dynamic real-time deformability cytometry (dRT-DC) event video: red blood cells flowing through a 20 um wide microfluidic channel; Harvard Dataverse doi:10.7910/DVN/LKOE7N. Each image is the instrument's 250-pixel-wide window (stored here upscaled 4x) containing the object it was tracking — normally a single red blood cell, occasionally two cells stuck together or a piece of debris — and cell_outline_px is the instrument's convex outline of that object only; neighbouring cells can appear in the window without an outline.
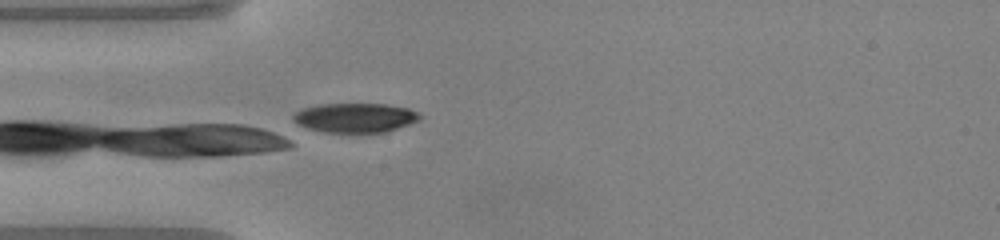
{"species": "common noctule bat (a hibernating species)", "species_latin": "Nyctalus noctula", "temperature_condition": "warm", "stored_images_in_passage": 28, "camera_frame_rate_fps": 3000, "um_per_image_px": 0.085, "animal": {"sex": "male", "body_mass_g": 20.0, "forearm_length_mm": 53.3}, "frame": {"image": 1, "passage_image": 1, "time_ms": 0.0, "image_size_px": [1000, 240], "cell_outline_px": [[424, 116], [420, 120], [388, 132], [324, 132], [308, 128], [296, 124], [292, 120], [292, 116], [300, 108], [316, 104], [388, 104], [408, 108], [420, 112]], "centroid_in_image_um": [30.21, 10.0], "position_along_channel_um": 54.8, "area_um2": 22.08}}
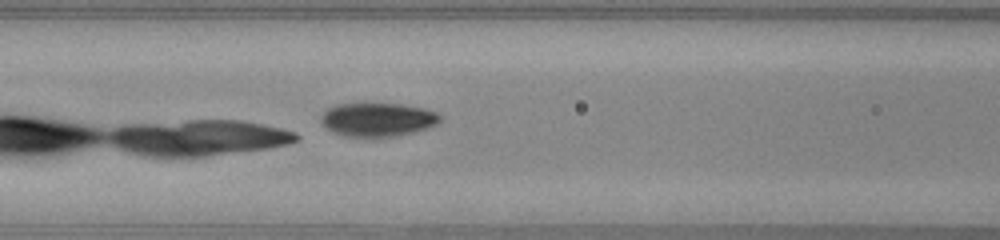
{"frame": {"image": 2, "passage_image": 7, "time_ms": 2.0, "image_size_px": [1000, 240], "cell_outline_px": [[440, 120], [436, 124], [412, 132], [396, 136], [344, 136], [332, 132], [320, 120], [320, 116], [328, 108], [336, 104], [400, 104], [424, 108], [436, 112], [440, 116]], "centroid_in_image_um": [32.07, 10.15], "position_along_channel_um": 134.5, "area_um2": 22.95}}
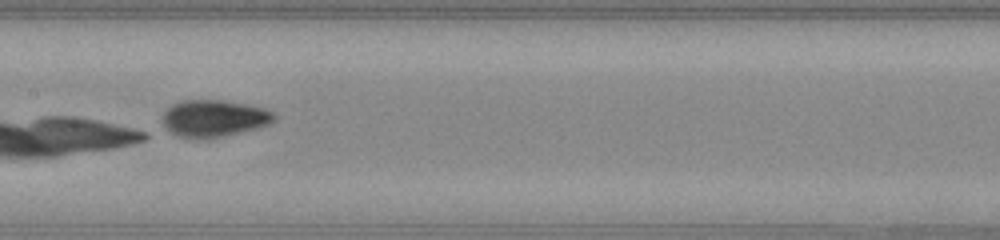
{"frame": {"image": 3, "passage_image": 11, "time_ms": 3.333, "image_size_px": [1000, 240], "cell_outline_px": [[276, 120], [268, 124], [252, 128], [216, 136], [176, 136], [164, 128], [160, 124], [160, 120], [164, 112], [172, 104], [180, 100], [224, 100], [248, 104], [268, 108], [276, 116]], "centroid_in_image_um": [18.14, 10.0], "position_along_channel_um": 189.3, "area_um2": 23.58}}